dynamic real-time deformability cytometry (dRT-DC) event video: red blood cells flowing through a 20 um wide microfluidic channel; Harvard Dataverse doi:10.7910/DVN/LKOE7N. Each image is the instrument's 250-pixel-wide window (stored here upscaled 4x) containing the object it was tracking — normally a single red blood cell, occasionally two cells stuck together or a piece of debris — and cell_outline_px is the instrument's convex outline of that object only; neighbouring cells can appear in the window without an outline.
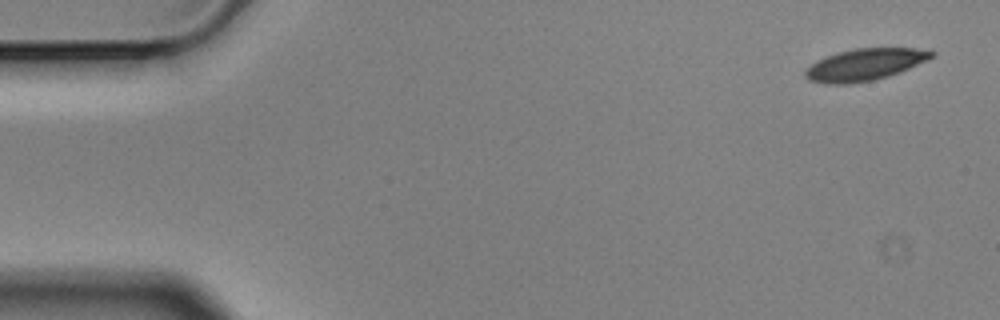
{"species": "Egyptian fruit bat (a non-hibernating species)", "species_latin": "Rousettus aegyptiacus", "temperature_condition": "cold", "stored_images_in_passage": 5, "camera_frame_rate_fps": 3000, "um_per_image_px": 0.085, "animal": {"sex": "male"}, "frame": {"image": 1, "passage_image": 1, "time_ms": 0.0, "image_size_px": [1000, 320], "cell_outline_px": [[936, 52], [928, 60], [900, 72], [888, 76], [872, 80], [848, 84], [828, 84], [808, 80], [804, 76], [804, 72], [812, 64], [828, 56], [840, 52], [856, 48], [916, 48]], "centroid_in_image_um": [73.52, 5.5], "position_along_channel_um": 11.5, "area_um2": 23.12}}
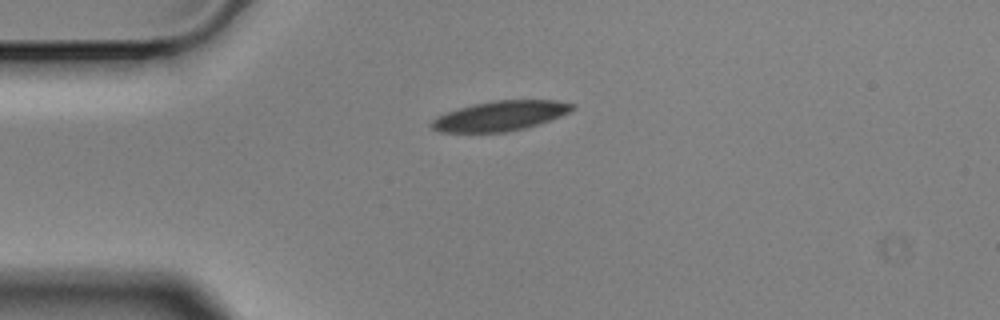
{"frame": {"image": 2, "passage_image": 4, "time_ms": 1.0, "image_size_px": [1000, 320], "cell_outline_px": [[576, 108], [560, 116], [524, 128], [504, 132], [440, 132], [432, 128], [428, 124], [436, 116], [472, 104], [492, 100], [556, 100], [576, 104]], "centroid_in_image_um": [42.5, 9.84], "position_along_channel_um": 42.5, "area_um2": 24.39}}